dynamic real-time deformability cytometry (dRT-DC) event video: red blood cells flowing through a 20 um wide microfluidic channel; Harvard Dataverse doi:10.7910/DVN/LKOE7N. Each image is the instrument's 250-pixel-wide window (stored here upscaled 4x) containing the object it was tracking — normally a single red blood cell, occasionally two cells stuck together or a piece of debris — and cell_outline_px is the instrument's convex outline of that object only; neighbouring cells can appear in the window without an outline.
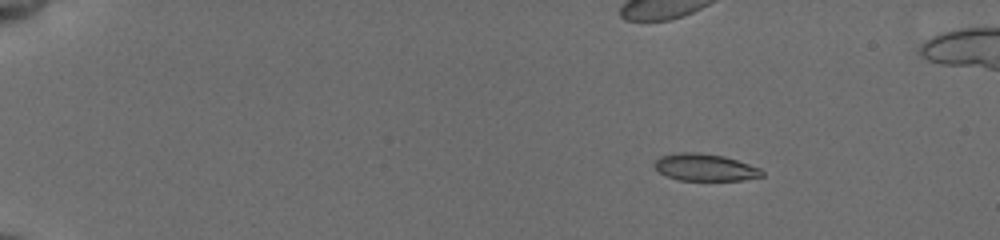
{"species": "common noctule bat (a hibernating species)", "species_latin": "Nyctalus noctula", "temperature_condition": "cold", "stored_images_in_passage": 5, "camera_frame_rate_fps": 3000, "um_per_image_px": 0.085, "animal": {"sex": "female", "body_mass_g": 19.5, "forearm_length_mm": 54.1}, "frame": {"image": 1, "passage_image": 1, "time_ms": 0.0, "image_size_px": [1000, 240], "cell_outline_px": [[764, 176], [744, 180], [680, 180], [668, 176], [660, 172], [652, 164], [660, 156], [680, 152], [696, 152], [724, 156], [760, 168], [764, 172]], "centroid_in_image_um": [59.94, 14.22], "position_along_channel_um": 25.1, "area_um2": 16.88}}